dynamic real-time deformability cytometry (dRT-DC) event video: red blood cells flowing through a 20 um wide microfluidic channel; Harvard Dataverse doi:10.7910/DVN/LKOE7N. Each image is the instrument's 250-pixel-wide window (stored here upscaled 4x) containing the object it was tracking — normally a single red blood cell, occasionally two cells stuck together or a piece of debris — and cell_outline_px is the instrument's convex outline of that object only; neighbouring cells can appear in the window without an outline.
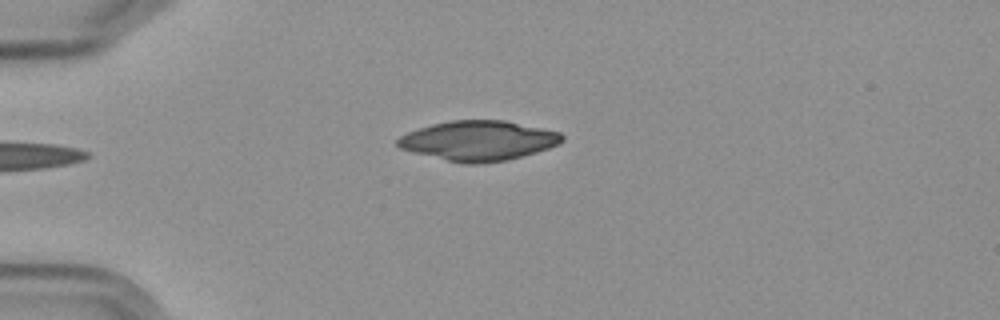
{"species": "Egyptian fruit bat (a non-hibernating species)", "species_latin": "Rousettus aegyptiacus", "temperature_condition": "cold", "stored_images_in_passage": 5, "camera_frame_rate_fps": 3000, "um_per_image_px": 0.085, "frame": {"image": 1, "passage_image": 5, "time_ms": 4.667, "image_size_px": [1000, 320], "cell_outline_px": [[564, 140], [548, 148], [536, 152], [508, 160], [480, 164], [464, 164], [400, 148], [396, 144], [396, 140], [400, 136], [408, 132], [432, 124], [452, 120], [504, 120], [560, 132], [564, 136]], "centroid_in_image_um": [40.68, 11.95], "position_along_channel_um": 44.3, "area_um2": 37.8}}